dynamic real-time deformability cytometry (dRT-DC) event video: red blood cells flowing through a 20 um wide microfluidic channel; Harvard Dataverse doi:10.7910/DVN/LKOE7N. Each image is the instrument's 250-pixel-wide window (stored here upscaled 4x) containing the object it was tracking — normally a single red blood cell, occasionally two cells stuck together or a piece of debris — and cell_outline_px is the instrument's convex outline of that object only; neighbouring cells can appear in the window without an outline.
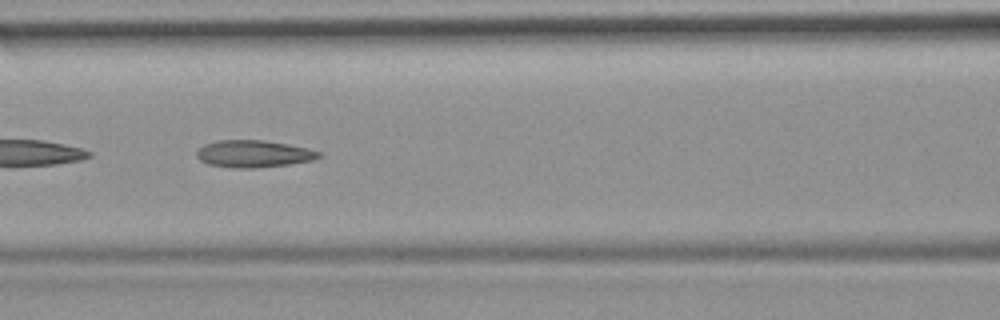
{"species": "common noctule bat (a hibernating species)", "species_latin": "Nyctalus noctula", "temperature_condition": "room temperature", "stored_images_in_passage": 53, "camera_frame_rate_fps": 3000, "um_per_image_px": 0.085, "animal": {"sex": "female", "body_mass_g": 19.9}, "frame": {"image": 1, "passage_image": 23, "time_ms": 7.333, "image_size_px": [1000, 320], "cell_outline_px": [[324, 156], [312, 160], [288, 164], [256, 168], [236, 168], [208, 164], [200, 160], [196, 156], [196, 148], [204, 144], [216, 140], [264, 140], [288, 144], [308, 148], [324, 152]], "centroid_in_image_um": [21.57, 13.06], "position_along_channel_um": 145.0, "area_um2": 19.59}, "authors_computed_cell_mechanics": {"area_um2": 19.7098, "velocity_mm_per_s": 3.8099, "shape_relaxation_time_tau1_ms": null, "shape_relaxation_time_tau2_ms": 3.6064, "deformation_change_tau1": null, "deformation_change_tau2": 0.1313}}